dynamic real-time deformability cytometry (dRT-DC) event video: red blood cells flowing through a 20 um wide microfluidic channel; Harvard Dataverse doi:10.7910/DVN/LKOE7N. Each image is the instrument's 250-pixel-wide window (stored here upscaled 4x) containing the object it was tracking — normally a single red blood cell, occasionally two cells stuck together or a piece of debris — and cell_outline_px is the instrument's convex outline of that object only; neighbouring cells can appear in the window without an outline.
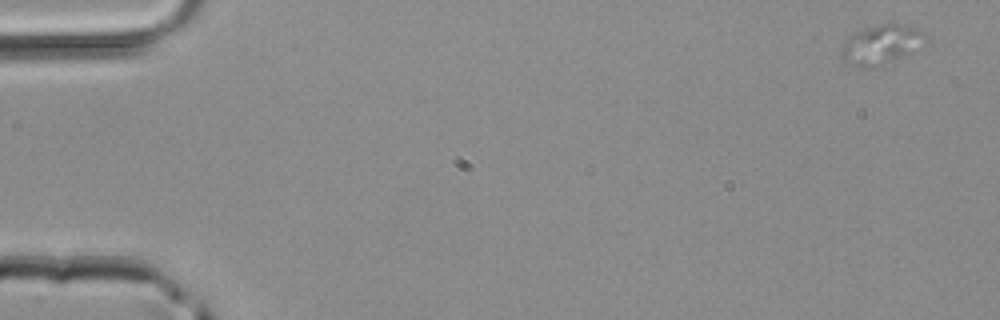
{"species": "common noctule bat (a hibernating species)", "species_latin": "Nyctalus noctula", "temperature_condition": "room temperature", "stored_images_in_passage": 4, "camera_frame_rate_fps": 3000, "um_per_image_px": 0.085, "animal": {"sex": "male", "body_mass_g": 20.4}, "frame": {"image": 1, "passage_image": 1, "time_ms": 0.0, "image_size_px": [1000, 320], "cell_outline_px": [[924, 32], [920, 48], [916, 52], [872, 68], [860, 68], [844, 60], [840, 56], [840, 48], [856, 32], [876, 24], [904, 24], [916, 28]], "centroid_in_image_um": [74.9, 3.81], "position_along_channel_um": 10.1, "area_um2": 19.13}}
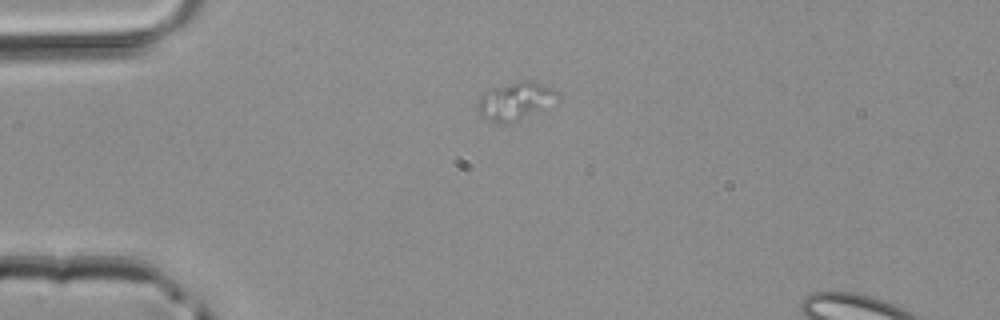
{"frame": {"image": 2, "passage_image": 3, "time_ms": 0.667, "image_size_px": [1000, 320], "cell_outline_px": [[560, 100], [516, 120], [488, 120], [480, 116], [480, 96], [484, 92], [492, 88], [520, 80], [532, 80], [552, 88], [560, 96]], "centroid_in_image_um": [43.86, 8.51], "position_along_channel_um": 41.1, "area_um2": 16.76}}